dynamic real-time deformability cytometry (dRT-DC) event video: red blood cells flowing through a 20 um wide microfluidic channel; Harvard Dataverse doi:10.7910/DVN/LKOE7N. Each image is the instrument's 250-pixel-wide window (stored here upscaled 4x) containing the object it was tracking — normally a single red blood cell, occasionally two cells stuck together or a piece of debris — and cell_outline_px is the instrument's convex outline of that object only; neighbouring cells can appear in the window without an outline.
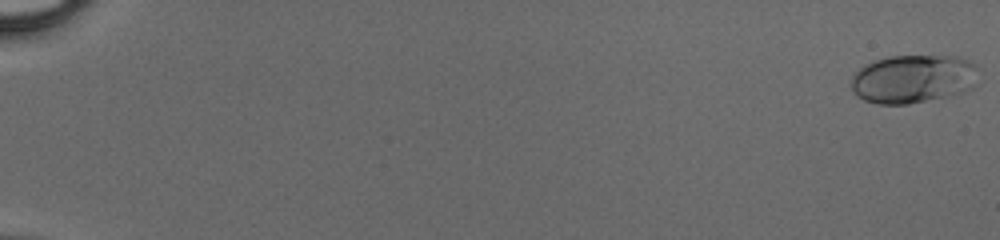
{"species": "human", "species_latin": "Homo sapiens", "temperature_condition": "cold", "stored_images_in_passage": 50, "camera_frame_rate_fps": 3000, "um_per_image_px": 0.085, "donor": {"sex": "male"}, "frame": {"image": 1, "passage_image": 1, "time_ms": 0.0, "image_size_px": [1000, 240], "cell_outline_px": [[976, 64], [972, 88], [964, 92], [908, 104], [880, 104], [864, 100], [856, 96], [852, 92], [852, 76], [860, 68], [876, 60], [888, 56], [956, 56], [968, 60]], "centroid_in_image_um": [77.58, 6.71], "position_along_channel_um": 7.4, "area_um2": 35.55}}
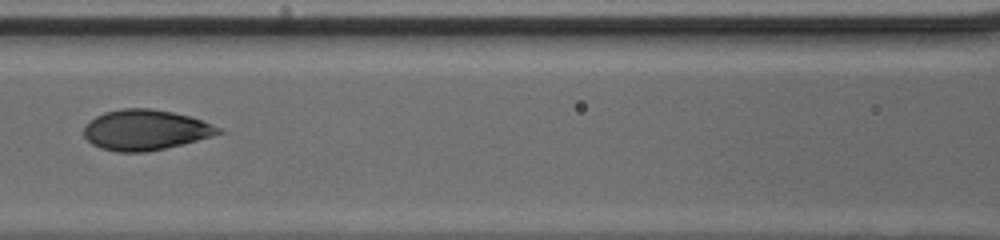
{"frame": {"image": 2, "passage_image": 26, "time_ms": 8.333, "image_size_px": [1000, 240], "cell_outline_px": [[224, 132], [212, 136], [148, 152], [116, 152], [100, 148], [92, 144], [84, 136], [84, 124], [88, 120], [104, 112], [124, 108], [148, 108], [172, 112], [192, 116], [212, 124], [220, 128]], "centroid_in_image_um": [12.33, 11.04], "position_along_channel_um": 154.3, "area_um2": 31.73}}
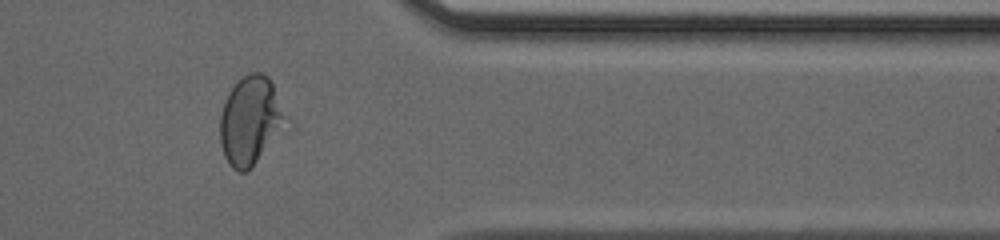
{"frame": {"image": 3, "passage_image": 43, "time_ms": 14.0, "image_size_px": [1000, 240], "cell_outline_px": [[284, 116], [280, 124], [248, 172], [240, 172], [232, 168], [224, 156], [220, 144], [220, 116], [228, 92], [244, 76], [252, 72], [260, 72], [268, 76], [272, 84]], "centroid_in_image_um": [21.15, 10.23], "position_along_channel_um": 390.2, "area_um2": 31.73}}